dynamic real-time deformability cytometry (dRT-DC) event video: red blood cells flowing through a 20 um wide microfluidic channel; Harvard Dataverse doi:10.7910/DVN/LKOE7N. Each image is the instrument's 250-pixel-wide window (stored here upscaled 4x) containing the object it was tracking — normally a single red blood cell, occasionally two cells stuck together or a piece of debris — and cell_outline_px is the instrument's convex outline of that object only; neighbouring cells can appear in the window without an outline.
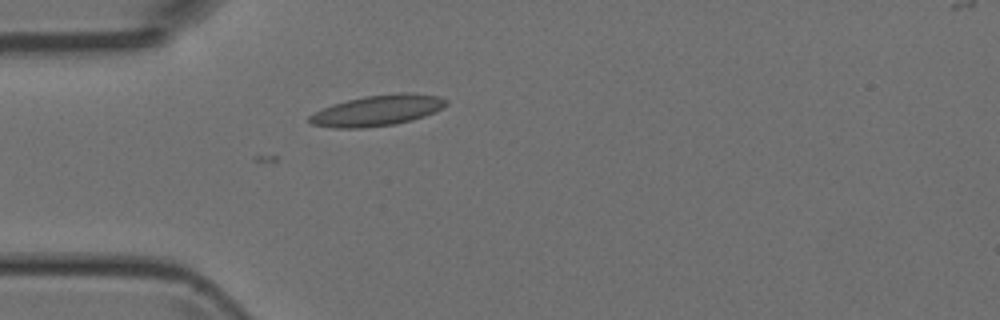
{"species": "Egyptian fruit bat (a non-hibernating species)", "species_latin": "Rousettus aegyptiacus", "temperature_condition": "room temperature", "stored_images_in_passage": 2, "camera_frame_rate_fps": 3000, "um_per_image_px": 0.085, "animal": {"sex": "female"}, "frame": {"image": 1, "passage_image": 2, "time_ms": 0.333, "image_size_px": [1000, 320], "cell_outline_px": [[448, 104], [424, 116], [412, 120], [396, 124], [364, 128], [336, 128], [312, 124], [308, 120], [308, 116], [332, 104], [364, 96], [404, 92], [408, 92], [440, 96], [448, 100]], "centroid_in_image_um": [32.09, 9.39], "position_along_channel_um": 52.9, "area_um2": 24.39}}